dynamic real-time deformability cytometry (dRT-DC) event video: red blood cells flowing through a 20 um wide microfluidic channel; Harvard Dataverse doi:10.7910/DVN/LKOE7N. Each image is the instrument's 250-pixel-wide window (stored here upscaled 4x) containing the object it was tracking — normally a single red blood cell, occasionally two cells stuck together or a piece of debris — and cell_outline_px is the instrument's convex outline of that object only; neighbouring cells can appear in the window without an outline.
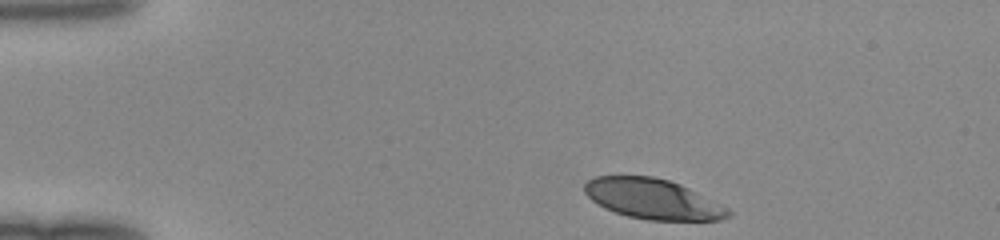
{"species": "human", "species_latin": "Homo sapiens", "temperature_condition": "room temperature", "stored_images_in_passage": 35, "camera_frame_rate_fps": 3000, "um_per_image_px": 0.085, "donor": {"sex": "female"}, "frame": {"image": 1, "passage_image": 1, "time_ms": 0.0, "image_size_px": [1000, 240], "cell_outline_px": [[732, 216], [720, 220], [648, 220], [628, 216], [604, 208], [596, 204], [584, 192], [584, 184], [588, 180], [596, 176], [652, 176], [668, 180], [680, 184], [728, 208], [732, 212]], "centroid_in_image_um": [55.48, 16.91], "position_along_channel_um": 29.5, "area_um2": 33.52}}
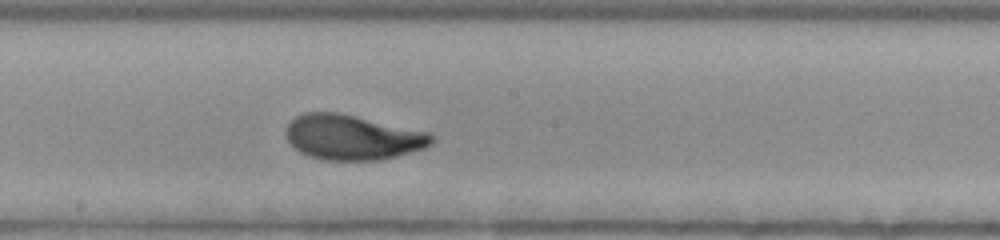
{"frame": {"image": 2, "passage_image": 20, "time_ms": 6.333, "image_size_px": [1000, 240], "cell_outline_px": [[436, 140], [432, 144], [424, 148], [396, 156], [380, 160], [320, 160], [308, 156], [292, 148], [284, 132], [288, 124], [296, 116], [304, 112], [336, 112], [432, 132], [436, 136]], "centroid_in_image_um": [29.97, 11.67], "position_along_channel_um": 218.2, "area_um2": 38.67}}
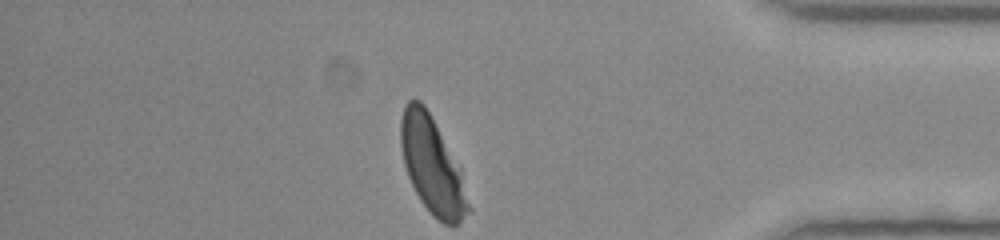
{"frame": {"image": 3, "passage_image": 35, "time_ms": 11.333, "image_size_px": [1000, 240], "cell_outline_px": [[472, 208], [460, 224], [444, 224], [436, 220], [432, 216], [420, 200], [408, 176], [404, 164], [400, 144], [400, 120], [404, 108], [408, 100], [420, 100], [424, 104], [460, 168]], "centroid_in_image_um": [36.74, 14.12], "position_along_channel_um": 398.5, "area_um2": 37.86}}